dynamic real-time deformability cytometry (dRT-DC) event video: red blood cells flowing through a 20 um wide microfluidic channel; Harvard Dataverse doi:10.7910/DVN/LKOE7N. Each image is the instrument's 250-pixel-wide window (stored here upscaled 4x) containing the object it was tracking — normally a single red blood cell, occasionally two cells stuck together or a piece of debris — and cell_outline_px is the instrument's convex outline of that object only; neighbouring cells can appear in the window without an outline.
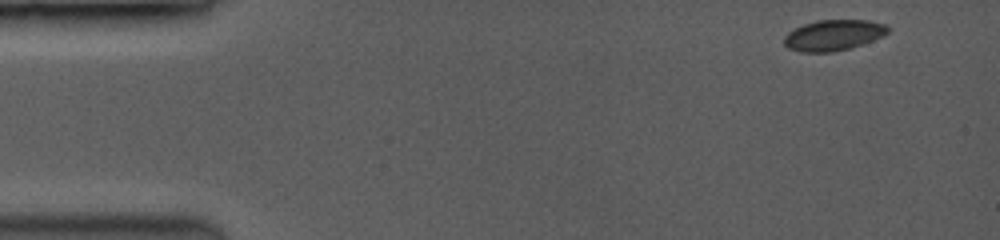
{"species": "common noctule bat (a hibernating species)", "species_latin": "Nyctalus noctula", "temperature_condition": "room temperature", "stored_images_in_passage": 8, "camera_frame_rate_fps": 3500, "um_per_image_px": 0.085, "animal": {"sex": "female", "body_mass_g": 19.0, "forearm_length_mm": 53.3}, "frame": {"image": 1, "passage_image": 1, "time_ms": 0.0, "image_size_px": [1000, 240], "cell_outline_px": [[888, 32], [872, 40], [848, 48], [828, 52], [804, 52], [788, 48], [784, 44], [784, 36], [788, 32], [804, 24], [820, 20], [864, 20], [884, 24], [888, 28]], "centroid_in_image_um": [70.79, 2.98], "position_along_channel_um": 14.2, "area_um2": 18.09}}
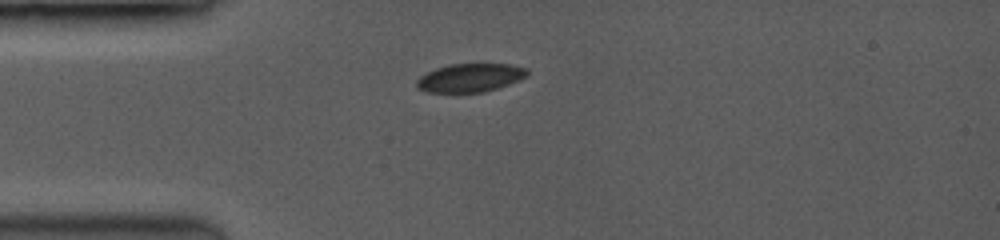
{"frame": {"image": 2, "passage_image": 7, "time_ms": 3.143, "image_size_px": [1000, 240], "cell_outline_px": [[528, 72], [524, 76], [516, 80], [496, 88], [480, 92], [428, 92], [416, 88], [416, 80], [420, 76], [436, 68], [452, 64], [508, 64], [524, 68]], "centroid_in_image_um": [39.87, 6.61], "position_along_channel_um": 45.1, "area_um2": 17.8}}